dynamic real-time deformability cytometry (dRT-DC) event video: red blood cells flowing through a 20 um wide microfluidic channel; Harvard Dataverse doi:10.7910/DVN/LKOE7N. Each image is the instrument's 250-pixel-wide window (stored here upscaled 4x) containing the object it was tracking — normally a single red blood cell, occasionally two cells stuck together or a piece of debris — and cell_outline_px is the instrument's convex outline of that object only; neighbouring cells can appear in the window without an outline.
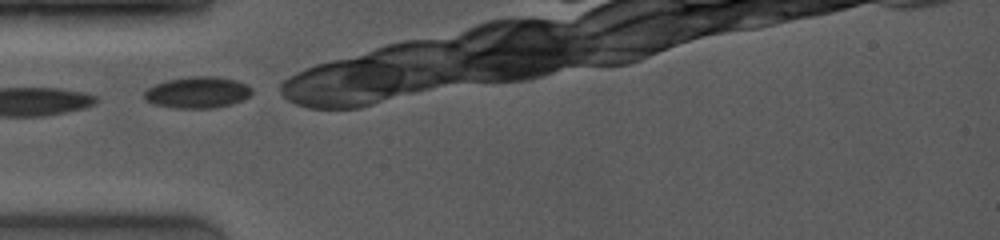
{"species": "common noctule bat (a hibernating species)", "species_latin": "Nyctalus noctula", "temperature_condition": "room temperature", "stored_images_in_passage": 31, "camera_frame_rate_fps": 4000, "um_per_image_px": 0.085, "animal": {"sex": "female", "body_mass_g": 19.0, "forearm_length_mm": 53.3}, "frame": {"image": 1, "passage_image": 1, "time_ms": 0.0, "image_size_px": [1000, 240], "cell_outline_px": [[252, 92], [248, 96], [232, 104], [216, 108], [176, 108], [152, 104], [144, 100], [144, 92], [148, 88], [164, 80], [192, 76], [216, 76], [236, 80], [252, 88]], "centroid_in_image_um": [16.75, 7.85], "position_along_channel_um": 68.3, "area_um2": 19.77}, "authors_computed_cell_mechanics": {"area_um2": 21.1548, "velocity_mm_per_s": 4.1286, "shape_relaxation_time_tau1_ms": 2.2562, "shape_relaxation_time_tau2_ms": 1.0242, "deformation_change_tau1": 0.0875, "deformation_change_tau2": 0.0463}}